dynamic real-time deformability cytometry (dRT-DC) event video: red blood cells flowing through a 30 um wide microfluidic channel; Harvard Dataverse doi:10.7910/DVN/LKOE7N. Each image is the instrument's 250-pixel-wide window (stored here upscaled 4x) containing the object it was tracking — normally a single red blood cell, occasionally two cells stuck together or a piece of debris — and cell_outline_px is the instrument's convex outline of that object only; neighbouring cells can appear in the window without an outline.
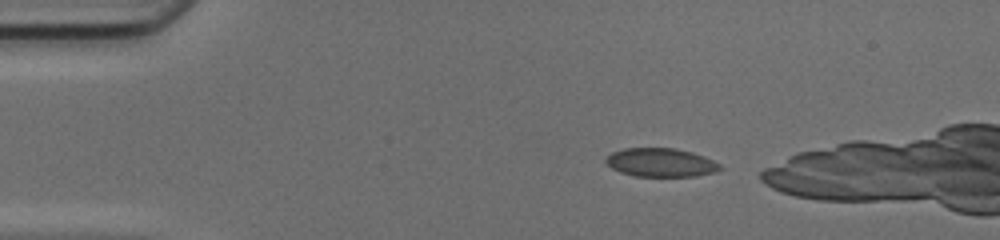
{"species": "common noctule bat (a hibernating species)", "species_latin": "Nyctalus noctula", "temperature_condition": "cold", "stored_images_in_passage": 36, "camera_frame_rate_fps": 3000, "um_per_image_px": 0.085, "animal": {"sex": "female", "body_mass_g": 17.0, "forearm_length_mm": 48.0}, "frame": {"image": 1, "passage_image": 2, "time_ms": 0.333, "image_size_px": [1000, 240], "cell_outline_px": [[724, 168], [716, 172], [696, 176], [636, 176], [620, 172], [612, 168], [604, 160], [612, 152], [624, 148], [676, 148], [692, 152], [704, 156], [720, 164]], "centroid_in_image_um": [56.2, 13.81], "position_along_channel_um": 28.8, "area_um2": 19.07}}
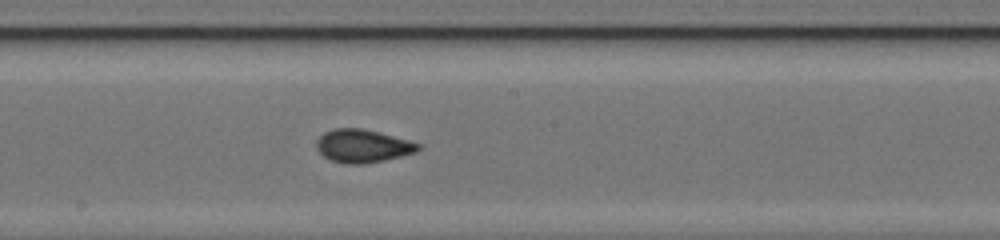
{"frame": {"image": 2, "passage_image": 20, "time_ms": 6.333, "image_size_px": [1000, 240], "cell_outline_px": [[420, 148], [416, 152], [384, 160], [364, 164], [344, 164], [332, 160], [324, 156], [316, 148], [316, 140], [324, 132], [336, 128], [360, 128], [380, 132], [408, 140], [420, 144]], "centroid_in_image_um": [30.81, 12.4], "position_along_channel_um": 217.4, "area_um2": 19.54}}
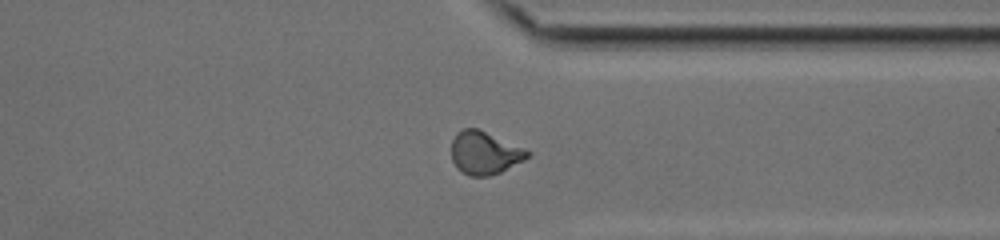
{"frame": {"image": 3, "passage_image": 31, "time_ms": 10.0, "image_size_px": [1000, 240], "cell_outline_px": [[532, 152], [524, 160], [500, 172], [488, 176], [468, 176], [456, 168], [452, 160], [452, 140], [456, 132], [464, 128], [476, 128]], "centroid_in_image_um": [41.15, 13.01], "position_along_channel_um": 370.2, "area_um2": 18.79}}